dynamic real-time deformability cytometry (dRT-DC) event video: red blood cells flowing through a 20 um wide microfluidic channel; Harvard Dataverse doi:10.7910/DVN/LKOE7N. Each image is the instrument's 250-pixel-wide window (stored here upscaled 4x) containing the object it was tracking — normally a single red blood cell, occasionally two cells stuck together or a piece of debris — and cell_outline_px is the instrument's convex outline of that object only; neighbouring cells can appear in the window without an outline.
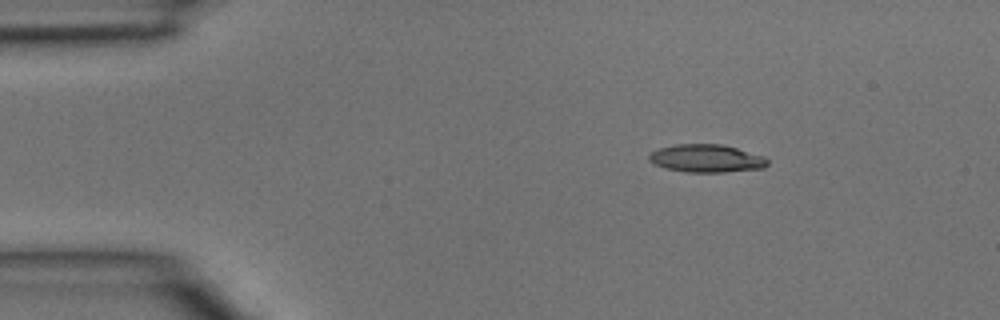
{"species": "common noctule bat (a hibernating species)", "species_latin": "Nyctalus noctula", "temperature_condition": "room temperature", "stored_images_in_passage": 4, "camera_frame_rate_fps": 3000, "um_per_image_px": 0.085, "animal": {"sex": "male", "body_mass_g": 15.6}, "frame": {"image": 1, "passage_image": 1, "time_ms": 0.0, "image_size_px": [1000, 320], "cell_outline_px": [[768, 164], [764, 168], [724, 172], [688, 172], [664, 168], [652, 164], [648, 160], [648, 156], [652, 152], [660, 148], [676, 144], [720, 144], [736, 148], [764, 156], [768, 160]], "centroid_in_image_um": [60.03, 13.47], "position_along_channel_um": 25.0, "area_um2": 19.25}}
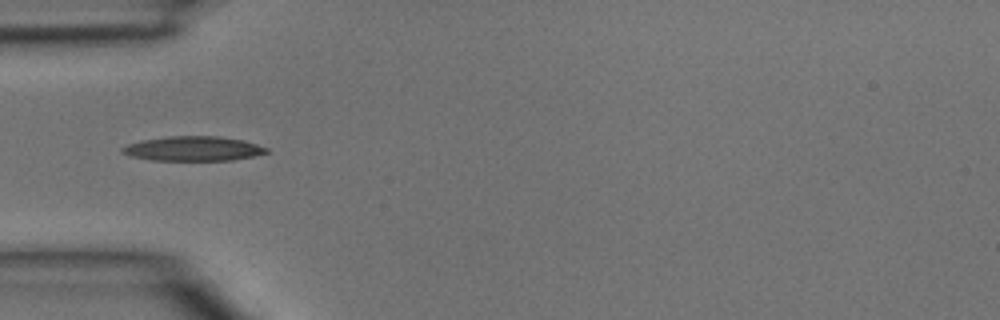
{"frame": {"image": 2, "passage_image": 3, "time_ms": 0.667, "image_size_px": [1000, 320], "cell_outline_px": [[268, 152], [256, 156], [232, 160], [152, 160], [132, 156], [120, 152], [120, 148], [128, 144], [140, 140], [168, 136], [220, 136], [244, 140], [268, 148]], "centroid_in_image_um": [16.43, 12.63], "position_along_channel_um": 68.6, "area_um2": 20.75}}